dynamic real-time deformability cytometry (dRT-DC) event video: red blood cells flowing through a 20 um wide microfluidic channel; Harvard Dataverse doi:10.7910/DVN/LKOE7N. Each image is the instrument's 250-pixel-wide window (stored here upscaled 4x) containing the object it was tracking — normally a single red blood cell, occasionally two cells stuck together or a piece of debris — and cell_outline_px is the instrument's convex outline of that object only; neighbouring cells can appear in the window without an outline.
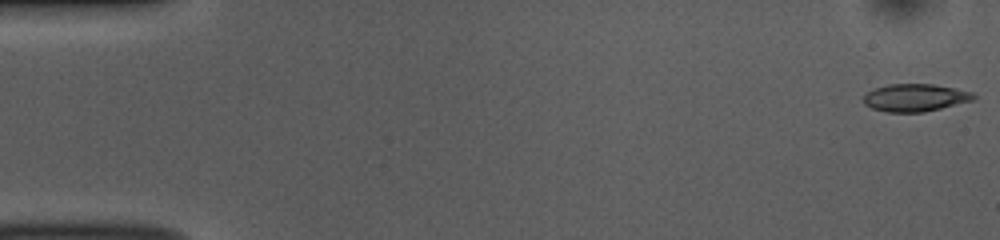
{"species": "common noctule bat (a hibernating species)", "species_latin": "Nyctalus noctula", "temperature_condition": "room temperature", "stored_images_in_passage": 52, "camera_frame_rate_fps": 3000, "um_per_image_px": 0.085, "animal": {"sex": "female", "body_mass_g": 10.0, "forearm_length_mm": 53.1}, "frame": {"image": 1, "passage_image": 1, "time_ms": 0.0, "image_size_px": [1000, 240], "cell_outline_px": [[976, 96], [972, 100], [924, 112], [888, 112], [872, 108], [864, 104], [864, 96], [868, 92], [876, 88], [888, 84], [932, 84], [972, 92]], "centroid_in_image_um": [77.76, 8.3], "position_along_channel_um": 7.2, "area_um2": 17.34}}
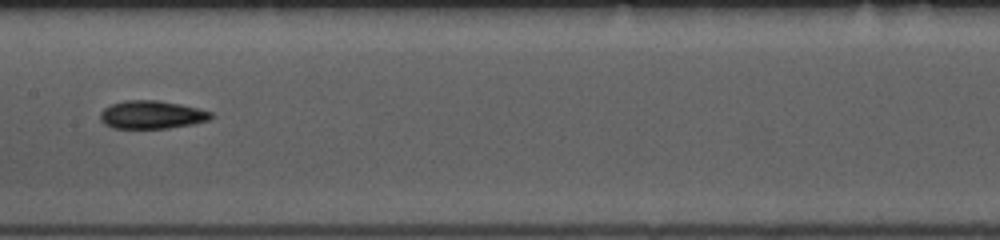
{"frame": {"image": 2, "passage_image": 26, "time_ms": 8.333, "image_size_px": [1000, 240], "cell_outline_px": [[212, 116], [208, 120], [192, 124], [168, 128], [112, 128], [104, 124], [100, 120], [100, 112], [104, 108], [112, 104], [124, 100], [156, 100], [180, 104], [212, 112]], "centroid_in_image_um": [12.85, 9.75], "position_along_channel_um": 194.5, "area_um2": 18.03}}
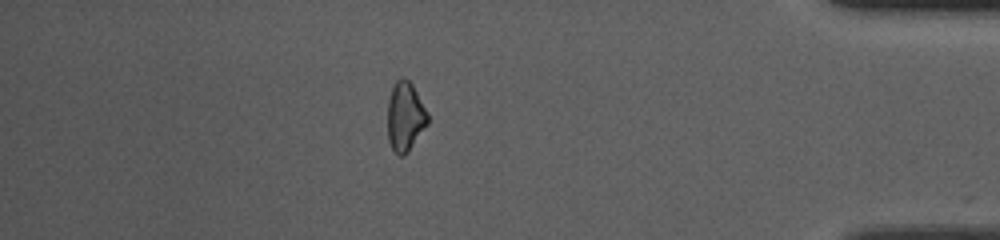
{"frame": {"image": 3, "passage_image": 45, "time_ms": 14.667, "image_size_px": [1000, 240], "cell_outline_px": [[428, 124], [408, 152], [404, 156], [400, 156], [392, 148], [388, 140], [388, 100], [392, 84], [400, 76], [404, 76], [412, 84], [428, 112]], "centroid_in_image_um": [34.44, 9.88], "position_along_channel_um": 400.8, "area_um2": 16.42}, "authors_computed_cell_mechanics": {"area_um2": 17.6579, "velocity_mm_per_s": 3.8775, "shape_relaxation_time_tau1_ms": 2.8807, "shape_relaxation_time_tau2_ms": 6.0686, "deformation_change_tau1": 0.1021, "deformation_change_tau2": 0.1163}}